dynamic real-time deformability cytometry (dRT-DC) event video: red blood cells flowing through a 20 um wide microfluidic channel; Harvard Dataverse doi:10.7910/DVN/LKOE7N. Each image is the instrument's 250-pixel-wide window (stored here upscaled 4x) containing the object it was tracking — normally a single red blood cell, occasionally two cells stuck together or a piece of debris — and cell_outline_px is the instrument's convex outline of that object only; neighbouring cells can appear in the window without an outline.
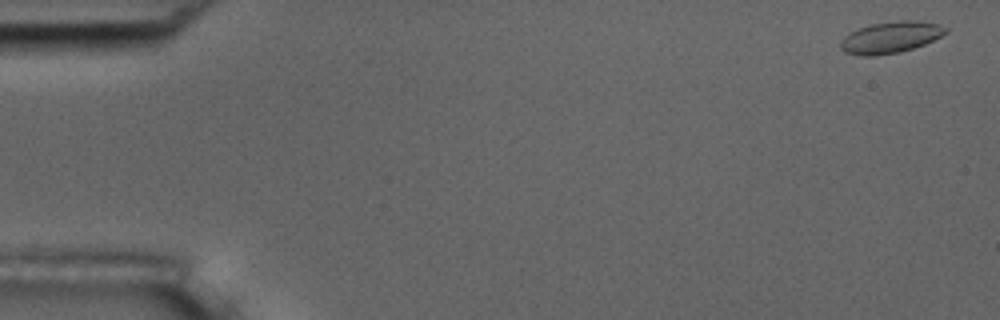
{"species": "common noctule bat (a hibernating species)", "species_latin": "Nyctalus noctula", "temperature_condition": "room temperature", "stored_images_in_passage": 5, "camera_frame_rate_fps": 3000, "um_per_image_px": 0.085, "animal": {"sex": "male", "body_mass_g": 17.5, "forearm_length_mm": 52.3}, "frame": {"image": 1, "passage_image": 1, "time_ms": 0.0, "image_size_px": [1000, 320], "cell_outline_px": [[948, 32], [924, 44], [900, 52], [876, 56], [860, 56], [844, 52], [840, 48], [840, 40], [844, 36], [860, 28], [872, 24], [900, 20], [916, 20], [940, 24], [948, 28]], "centroid_in_image_um": [75.7, 3.18], "position_along_channel_um": 9.3, "area_um2": 19.31}}